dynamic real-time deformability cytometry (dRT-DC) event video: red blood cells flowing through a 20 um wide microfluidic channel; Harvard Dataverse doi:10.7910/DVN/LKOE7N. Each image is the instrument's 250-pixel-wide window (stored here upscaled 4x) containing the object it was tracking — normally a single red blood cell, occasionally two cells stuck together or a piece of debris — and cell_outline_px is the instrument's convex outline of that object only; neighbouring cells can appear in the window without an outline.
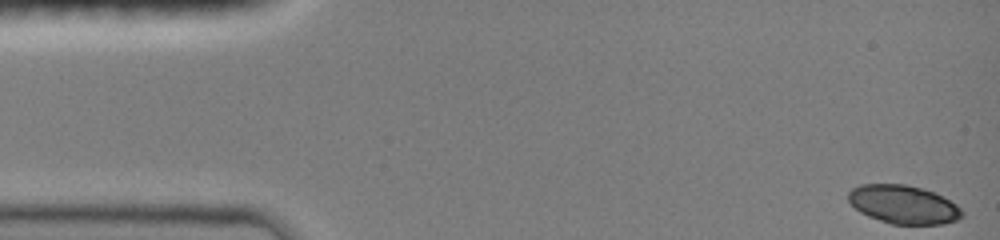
{"species": "common noctule bat (a hibernating species)", "species_latin": "Nyctalus noctula", "temperature_condition": "room temperature", "stored_images_in_passage": 43, "camera_frame_rate_fps": 3000, "um_per_image_px": 0.085, "animal": {"sex": "female", "body_mass_g": 19.0, "forearm_length_mm": 51.5}, "frame": {"image": 1, "passage_image": 1, "time_ms": 0.0, "image_size_px": [1000, 240], "cell_outline_px": [[964, 216], [956, 220], [944, 224], [892, 224], [868, 216], [860, 212], [848, 200], [848, 192], [852, 188], [860, 184], [904, 184], [924, 188], [956, 204], [964, 212]], "centroid_in_image_um": [76.79, 17.38], "position_along_channel_um": 8.2, "area_um2": 25.43}}
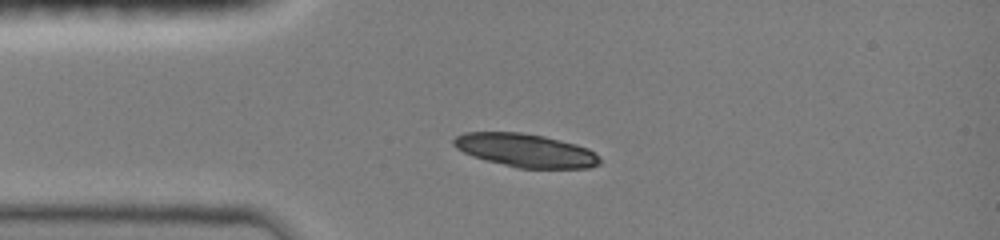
{"frame": {"image": 2, "passage_image": 11, "time_ms": 3.333, "image_size_px": [1000, 240], "cell_outline_px": [[600, 164], [588, 168], [516, 168], [472, 156], [456, 148], [452, 144], [452, 140], [456, 136], [464, 132], [520, 132], [544, 136], [576, 144], [588, 148], [600, 160]], "centroid_in_image_um": [44.63, 12.78], "position_along_channel_um": 40.4, "area_um2": 28.32}}
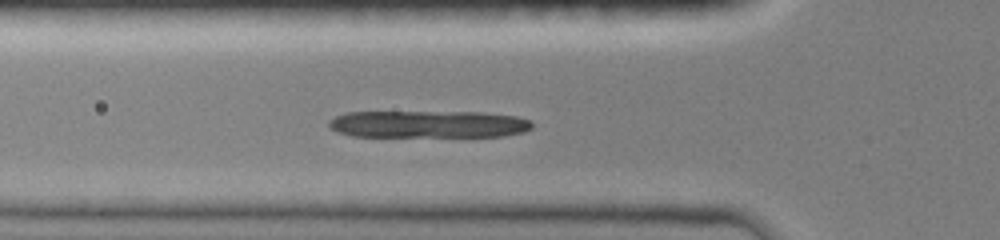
{"frame": {"image": 3, "passage_image": 16, "time_ms": 5.0, "image_size_px": [1000, 240], "cell_outline_px": [[532, 128], [524, 132], [504, 136], [352, 136], [340, 132], [332, 128], [328, 124], [328, 120], [336, 116], [348, 112], [484, 112], [516, 116], [532, 120]], "centroid_in_image_um": [36.46, 10.55], "position_along_channel_um": 89.3, "area_um2": 32.25}}